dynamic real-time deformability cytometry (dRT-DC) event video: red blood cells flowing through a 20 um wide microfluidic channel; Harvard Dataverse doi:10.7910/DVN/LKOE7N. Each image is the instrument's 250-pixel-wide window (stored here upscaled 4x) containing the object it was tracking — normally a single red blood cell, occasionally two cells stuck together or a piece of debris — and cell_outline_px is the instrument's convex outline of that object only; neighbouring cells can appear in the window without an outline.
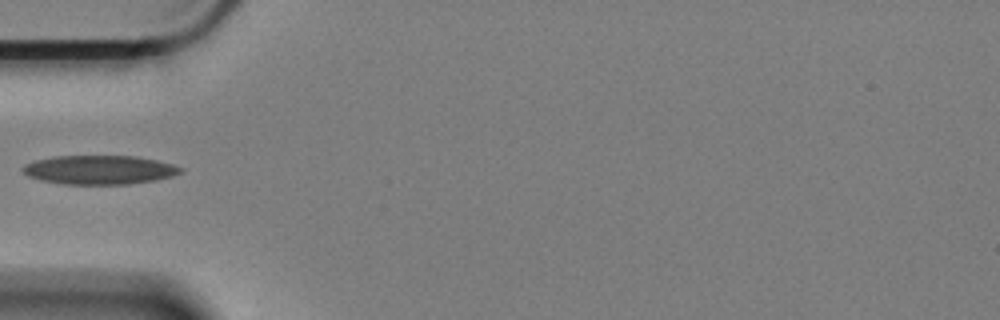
{"species": "Egyptian fruit bat (a non-hibernating species)", "species_latin": "Rousettus aegyptiacus", "temperature_condition": "cold", "stored_images_in_passage": 3, "camera_frame_rate_fps": 3000, "um_per_image_px": 0.085, "animal": {"sex": "female"}, "frame": {"image": 1, "passage_image": 1, "time_ms": 0.0, "image_size_px": [1000, 320], "cell_outline_px": [[184, 168], [180, 172], [172, 176], [156, 180], [128, 184], [64, 184], [40, 180], [28, 176], [20, 168], [24, 164], [36, 160], [56, 156], [136, 156], [156, 160], [172, 164]], "centroid_in_image_um": [8.43, 14.43], "position_along_channel_um": 76.6, "area_um2": 26.59}}